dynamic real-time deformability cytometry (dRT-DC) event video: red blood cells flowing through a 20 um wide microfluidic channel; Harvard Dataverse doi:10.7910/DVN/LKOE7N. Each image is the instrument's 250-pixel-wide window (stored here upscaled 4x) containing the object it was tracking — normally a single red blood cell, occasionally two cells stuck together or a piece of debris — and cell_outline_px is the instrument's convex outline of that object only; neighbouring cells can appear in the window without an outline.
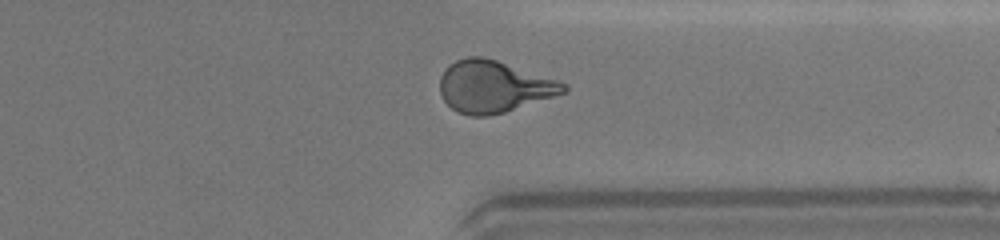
{"species": "human", "species_latin": "Homo sapiens", "temperature_condition": "warm", "stored_images_in_passage": 35, "camera_frame_rate_fps": 3000, "um_per_image_px": 0.085, "donor": {"sex": "female"}, "frame": {"image": 1, "passage_image": 33, "time_ms": 10.667, "image_size_px": [1000, 240], "cell_outline_px": [[568, 88], [564, 92], [504, 112], [488, 116], [468, 116], [452, 108], [444, 100], [440, 92], [440, 76], [448, 64], [456, 60], [468, 56], [480, 56], [496, 60], [560, 80]], "centroid_in_image_um": [41.93, 7.34], "position_along_channel_um": 369.5, "area_um2": 37.05}}